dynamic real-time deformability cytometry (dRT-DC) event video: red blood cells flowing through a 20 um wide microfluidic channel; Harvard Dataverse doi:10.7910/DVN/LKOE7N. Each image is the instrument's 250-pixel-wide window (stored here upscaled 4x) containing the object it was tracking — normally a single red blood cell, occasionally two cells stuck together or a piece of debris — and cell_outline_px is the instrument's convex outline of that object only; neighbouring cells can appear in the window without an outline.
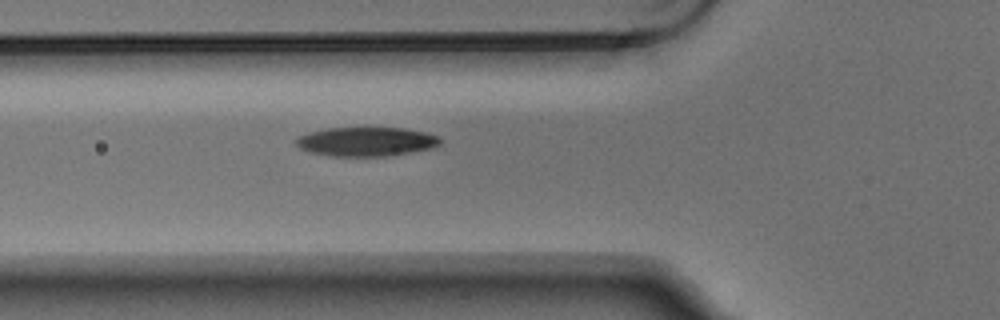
{"species": "Egyptian fruit bat (a non-hibernating species)", "species_latin": "Rousettus aegyptiacus", "temperature_condition": "warm", "stored_images_in_passage": 5, "segment_of_instrument_passage": [1, 2], "camera_frame_rate_fps": 3000, "um_per_image_px": 0.085, "animal": {"sex": "male"}, "frame": {"image": 1, "passage_image": 4, "time_ms": 1.0, "image_size_px": [1000, 320], "cell_outline_px": [[440, 144], [432, 148], [392, 156], [332, 156], [308, 152], [300, 148], [292, 140], [308, 132], [328, 128], [368, 124], [404, 128], [424, 132], [440, 136]], "centroid_in_image_um": [31.12, 11.99], "position_along_channel_um": 94.7, "area_um2": 25.72}}